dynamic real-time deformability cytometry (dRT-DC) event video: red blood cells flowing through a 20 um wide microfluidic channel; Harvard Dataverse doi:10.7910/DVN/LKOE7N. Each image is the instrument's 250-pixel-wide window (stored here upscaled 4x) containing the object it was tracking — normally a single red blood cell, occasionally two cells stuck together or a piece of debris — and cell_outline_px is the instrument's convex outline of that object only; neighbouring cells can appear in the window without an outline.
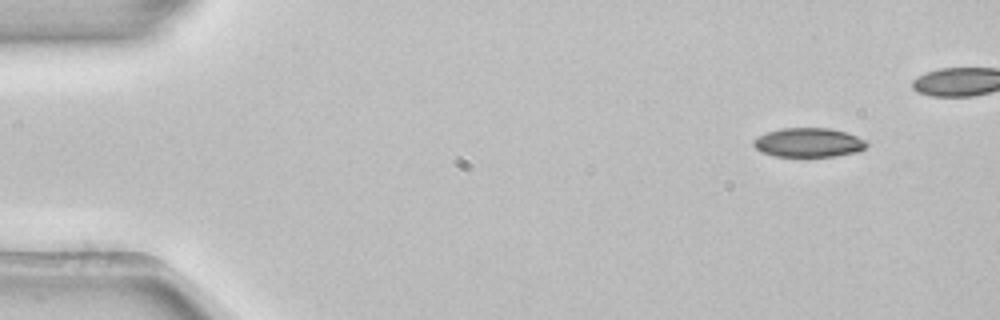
{"species": "common noctule bat (a hibernating species)", "species_latin": "Nyctalus noctula", "temperature_condition": "room temperature", "stored_images_in_passage": 5, "camera_frame_rate_fps": 3000, "um_per_image_px": 0.085, "animal": {"sex": "female", "body_mass_g": 22.7, "forearm_length_mm": 54.2}, "frame": {"image": 1, "passage_image": 1, "time_ms": 0.0, "image_size_px": [1000, 320], "cell_outline_px": [[868, 144], [864, 148], [856, 152], [836, 156], [776, 156], [760, 152], [752, 144], [752, 140], [756, 136], [780, 128], [832, 128], [848, 132], [868, 140]], "centroid_in_image_um": [68.74, 12.1], "position_along_channel_um": 16.3, "area_um2": 19.48}}